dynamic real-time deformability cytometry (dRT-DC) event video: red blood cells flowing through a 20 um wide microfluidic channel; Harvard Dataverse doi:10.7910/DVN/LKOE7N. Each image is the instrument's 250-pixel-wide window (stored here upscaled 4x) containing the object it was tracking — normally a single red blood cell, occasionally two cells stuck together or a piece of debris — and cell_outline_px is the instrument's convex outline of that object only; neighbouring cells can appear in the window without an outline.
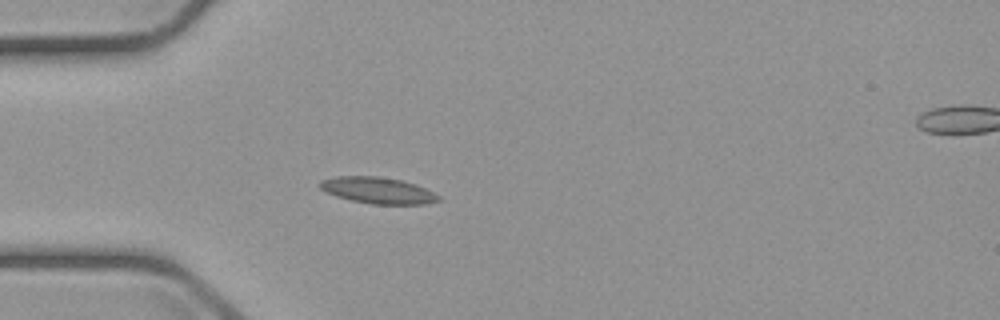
{"species": "common noctule bat (a hibernating species)", "species_latin": "Nyctalus noctula", "temperature_condition": "cold", "stored_images_in_passage": 5, "camera_frame_rate_fps": 3000, "um_per_image_px": 0.085, "animal": {"sex": "male", "body_mass_g": 23.1, "forearm_length_mm": 52.7}, "frame": {"image": 1, "passage_image": 1, "time_ms": 0.0, "image_size_px": [1000, 320], "cell_outline_px": [[440, 200], [424, 204], [372, 204], [352, 200], [336, 196], [320, 188], [316, 184], [320, 180], [336, 176], [380, 176], [400, 180], [416, 184], [440, 196]], "centroid_in_image_um": [32.08, 16.17], "position_along_channel_um": 52.9, "area_um2": 18.15}}